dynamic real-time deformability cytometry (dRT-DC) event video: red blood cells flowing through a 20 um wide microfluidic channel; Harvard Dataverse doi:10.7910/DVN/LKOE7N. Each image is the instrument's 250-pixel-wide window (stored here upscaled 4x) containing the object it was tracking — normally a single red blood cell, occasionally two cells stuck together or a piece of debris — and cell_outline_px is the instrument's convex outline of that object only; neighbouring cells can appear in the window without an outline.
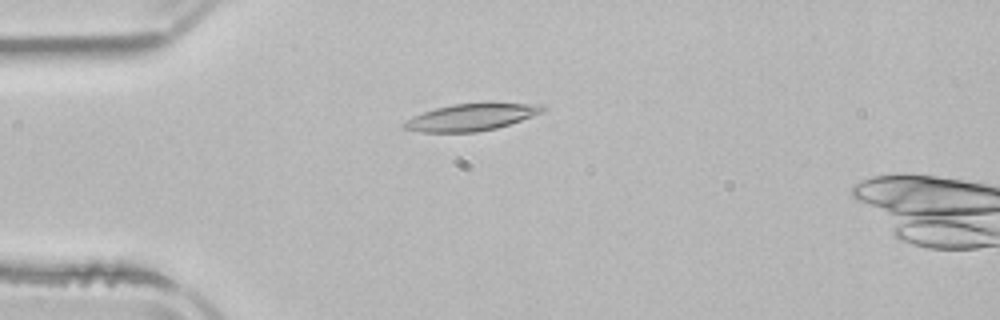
{"species": "common noctule bat (a hibernating species)", "species_latin": "Nyctalus noctula", "temperature_condition": "room temperature", "stored_images_in_passage": 4, "camera_frame_rate_fps": 3000, "um_per_image_px": 0.085, "animal": {"sex": "male", "body_mass_g": 21.5, "forearm_length_mm": 52.0}, "frame": {"image": 1, "passage_image": 3, "time_ms": 2.667, "image_size_px": [1000, 320], "cell_outline_px": [[548, 108], [544, 112], [496, 128], [476, 132], [420, 132], [404, 128], [400, 124], [404, 120], [412, 116], [436, 108], [452, 104], [488, 100], [544, 104]], "centroid_in_image_um": [40.13, 9.9], "position_along_channel_um": 44.9, "area_um2": 22.77}}